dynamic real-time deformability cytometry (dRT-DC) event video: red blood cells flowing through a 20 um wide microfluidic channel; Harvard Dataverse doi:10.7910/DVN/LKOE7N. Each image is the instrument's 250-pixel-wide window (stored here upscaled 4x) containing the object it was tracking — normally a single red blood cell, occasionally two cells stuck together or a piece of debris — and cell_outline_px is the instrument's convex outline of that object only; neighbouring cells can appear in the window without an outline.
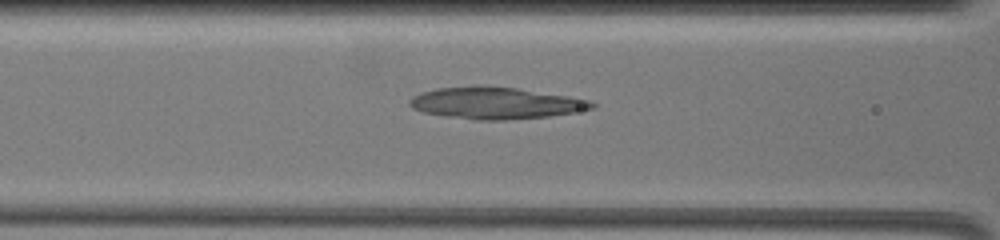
{"species": "common noctule bat (a hibernating species)", "species_latin": "Nyctalus noctula", "temperature_condition": "warm", "stored_images_in_passage": 46, "camera_frame_rate_fps": 3000, "um_per_image_px": 0.085, "animal": {"sex": "female", "body_mass_g": 19.5, "forearm_length_mm": 54.1}, "frame": {"image": 1, "passage_image": 11, "time_ms": 4.667, "image_size_px": [1000, 240], "cell_outline_px": [[596, 108], [548, 116], [504, 120], [476, 120], [444, 116], [424, 112], [412, 108], [408, 104], [408, 100], [412, 96], [436, 88], [476, 84], [516, 88], [568, 96], [588, 100], [596, 104]], "centroid_in_image_um": [42.08, 8.75], "position_along_channel_um": 124.5, "area_um2": 33.87}}
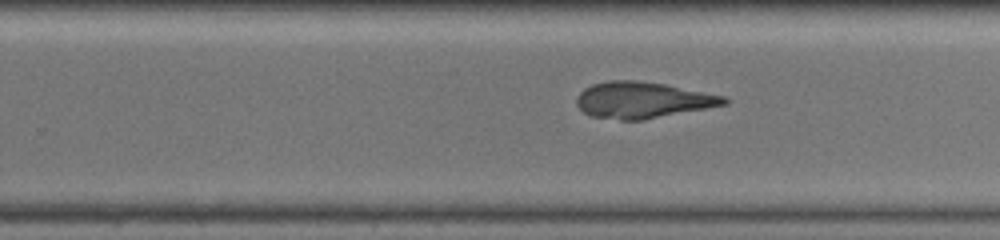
{"frame": {"image": 2, "passage_image": 31, "time_ms": 9.0, "image_size_px": [1000, 240], "cell_outline_px": [[728, 104], [708, 108], [644, 120], [620, 120], [592, 116], [584, 112], [576, 104], [576, 100], [580, 92], [584, 88], [592, 84], [608, 80], [640, 80], [664, 84], [728, 96]], "centroid_in_image_um": [54.66, 8.5], "position_along_channel_um": 275.1, "area_um2": 31.39}}
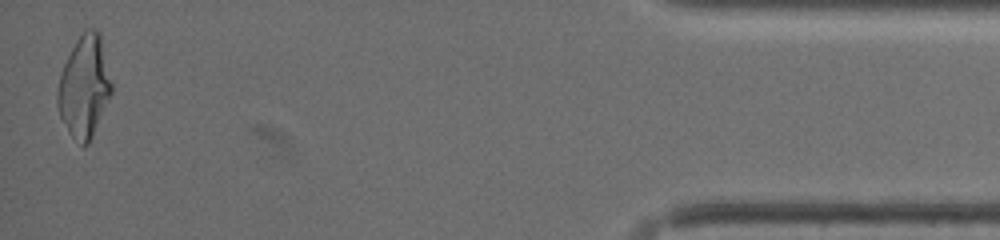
{"frame": {"image": 3, "passage_image": 46, "time_ms": 15.333, "image_size_px": [1000, 240], "cell_outline_px": [[112, 92], [92, 136], [88, 144], [84, 148], [68, 132], [60, 116], [56, 104], [56, 92], [60, 72], [76, 40], [84, 28], [96, 28], [100, 32], [112, 84]], "centroid_in_image_um": [7.15, 7.34], "position_along_channel_um": 428.1, "area_um2": 32.14}}